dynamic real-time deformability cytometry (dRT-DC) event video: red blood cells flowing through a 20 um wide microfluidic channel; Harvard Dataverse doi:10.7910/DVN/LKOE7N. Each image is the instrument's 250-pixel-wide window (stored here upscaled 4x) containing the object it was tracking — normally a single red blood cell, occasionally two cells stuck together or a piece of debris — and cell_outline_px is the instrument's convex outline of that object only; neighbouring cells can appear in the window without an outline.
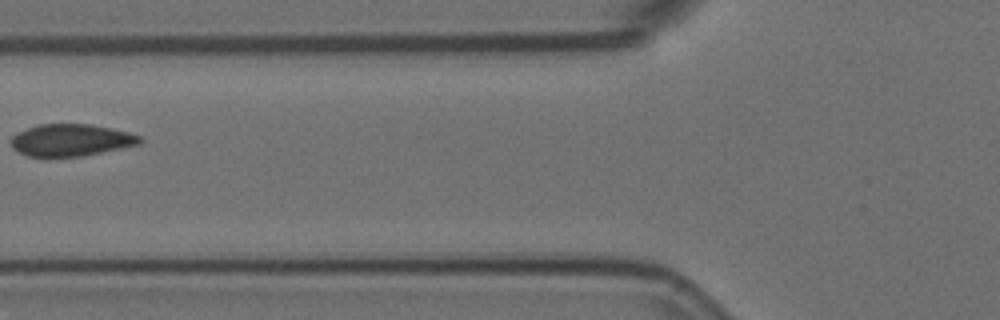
{"species": "Egyptian fruit bat (a non-hibernating species)", "species_latin": "Rousettus aegyptiacus", "temperature_condition": "room temperature", "stored_images_in_passage": 8, "camera_frame_rate_fps": 3000, "um_per_image_px": 0.085, "animal": {"sex": "female"}, "frame": {"image": 1, "passage_image": 7, "time_ms": 2.0, "image_size_px": [1000, 320], "cell_outline_px": [[144, 140], [140, 144], [84, 156], [28, 156], [12, 148], [12, 136], [28, 128], [40, 124], [88, 124], [128, 132], [140, 136]], "centroid_in_image_um": [6.07, 11.91], "position_along_channel_um": 119.7, "area_um2": 23.7}}
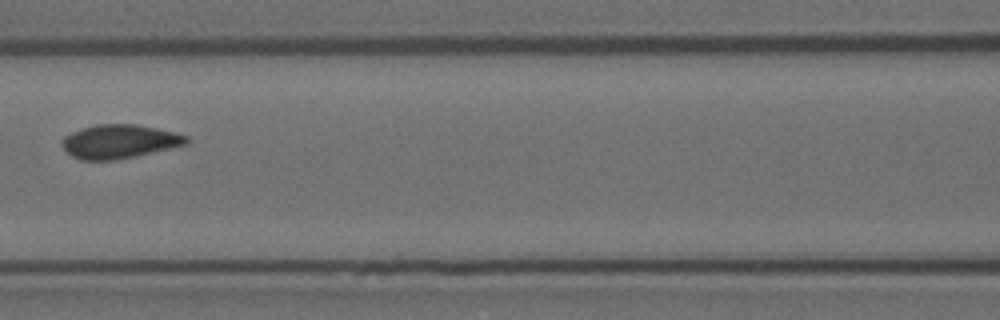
{"frame": {"image": 2, "passage_image": 8, "time_ms": 2.333, "image_size_px": [1000, 320], "cell_outline_px": [[188, 144], [172, 148], [136, 156], [116, 160], [80, 160], [72, 156], [60, 144], [60, 140], [64, 136], [80, 128], [96, 124], [136, 124], [156, 128], [188, 136]], "centroid_in_image_um": [10.12, 12.03], "position_along_channel_um": 156.5, "area_um2": 24.62}}